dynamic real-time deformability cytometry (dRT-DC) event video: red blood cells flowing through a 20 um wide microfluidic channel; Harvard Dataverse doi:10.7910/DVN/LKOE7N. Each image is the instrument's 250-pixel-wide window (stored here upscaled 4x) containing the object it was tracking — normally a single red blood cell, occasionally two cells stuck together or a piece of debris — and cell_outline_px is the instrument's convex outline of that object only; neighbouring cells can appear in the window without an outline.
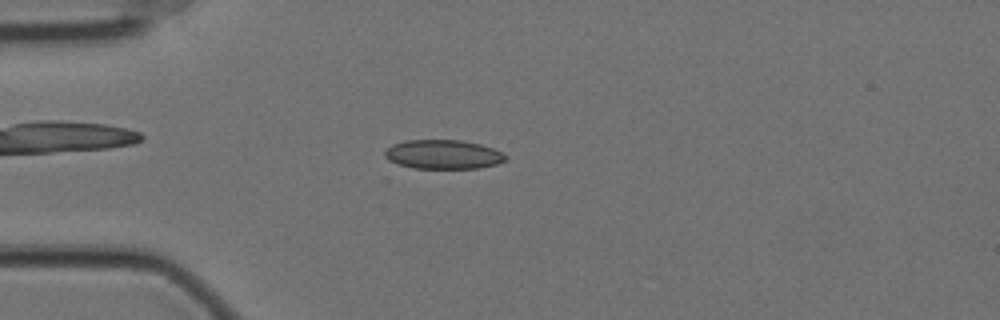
{"species": "Egyptian fruit bat (a non-hibernating species)", "species_latin": "Rousettus aegyptiacus", "temperature_condition": "cold", "stored_images_in_passage": 57, "camera_frame_rate_fps": 3000, "um_per_image_px": 0.085, "animal": {"sex": "female"}, "frame": {"image": 1, "passage_image": 15, "time_ms": 4.667, "image_size_px": [1000, 320], "cell_outline_px": [[508, 160], [496, 164], [480, 168], [412, 168], [388, 160], [384, 156], [384, 152], [392, 144], [404, 140], [460, 140], [480, 144], [492, 148], [508, 156]], "centroid_in_image_um": [37.67, 13.12], "position_along_channel_um": 47.3, "area_um2": 20.52}}
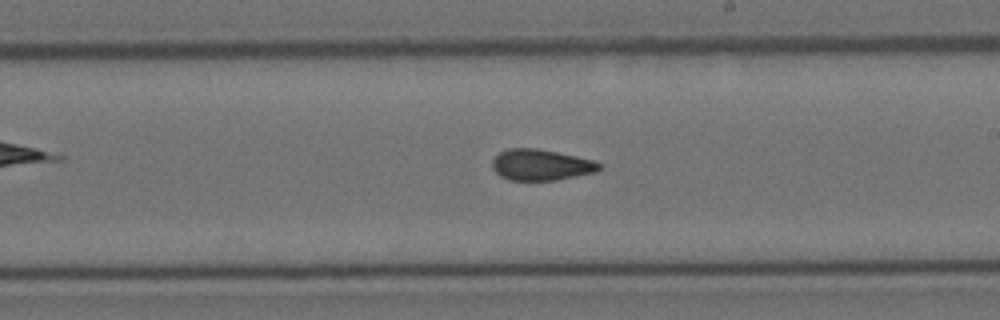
{"frame": {"image": 2, "passage_image": 33, "time_ms": 10.667, "image_size_px": [1000, 320], "cell_outline_px": [[604, 164], [596, 172], [556, 180], [508, 180], [500, 176], [492, 168], [492, 160], [500, 152], [508, 148], [536, 148], [596, 160]], "centroid_in_image_um": [46.0, 14.01], "position_along_channel_um": 243.0, "area_um2": 19.48}}
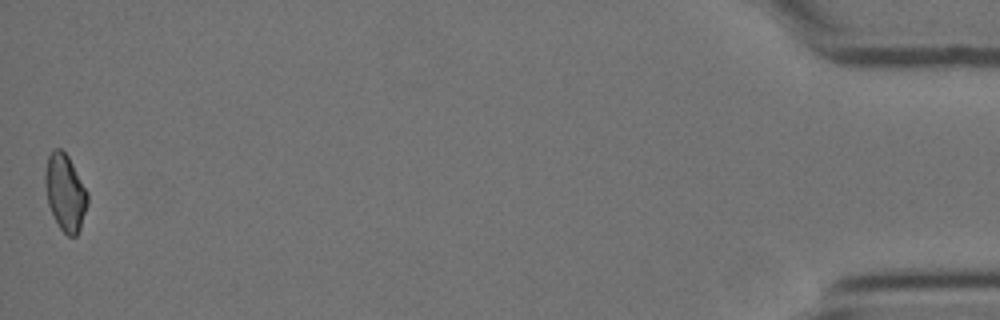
{"frame": {"image": 3, "passage_image": 57, "time_ms": 18.667, "image_size_px": [1000, 320], "cell_outline_px": [[88, 204], [80, 228], [76, 236], [68, 236], [60, 228], [48, 204], [44, 180], [44, 172], [48, 156], [52, 148], [60, 148], [68, 156], [88, 192]], "centroid_in_image_um": [5.54, 16.33], "position_along_channel_um": 429.7, "area_um2": 18.9}, "authors_computed_cell_mechanics": {"area_um2": 19.652, "velocity_mm_per_s": 3.5114, "shape_relaxation_time_tau1_ms": null, "shape_relaxation_time_tau2_ms": 1.9521, "deformation_change_tau1": null, "deformation_change_tau2": 0.0773}}